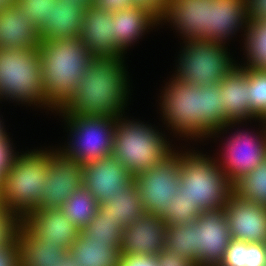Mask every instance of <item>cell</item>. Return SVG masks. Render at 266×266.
Segmentation results:
<instances>
[{"instance_id": "obj_41", "label": "cell", "mask_w": 266, "mask_h": 266, "mask_svg": "<svg viewBox=\"0 0 266 266\" xmlns=\"http://www.w3.org/2000/svg\"><path fill=\"white\" fill-rule=\"evenodd\" d=\"M246 266H266V244L247 242Z\"/></svg>"}, {"instance_id": "obj_25", "label": "cell", "mask_w": 266, "mask_h": 266, "mask_svg": "<svg viewBox=\"0 0 266 266\" xmlns=\"http://www.w3.org/2000/svg\"><path fill=\"white\" fill-rule=\"evenodd\" d=\"M20 266H56L69 253L67 248L38 240L24 225L18 233Z\"/></svg>"}, {"instance_id": "obj_19", "label": "cell", "mask_w": 266, "mask_h": 266, "mask_svg": "<svg viewBox=\"0 0 266 266\" xmlns=\"http://www.w3.org/2000/svg\"><path fill=\"white\" fill-rule=\"evenodd\" d=\"M243 23L248 25L245 0H211L209 28L198 39L223 43Z\"/></svg>"}, {"instance_id": "obj_28", "label": "cell", "mask_w": 266, "mask_h": 266, "mask_svg": "<svg viewBox=\"0 0 266 266\" xmlns=\"http://www.w3.org/2000/svg\"><path fill=\"white\" fill-rule=\"evenodd\" d=\"M98 204L93 194L83 186L73 192L59 209L82 230L95 216Z\"/></svg>"}, {"instance_id": "obj_38", "label": "cell", "mask_w": 266, "mask_h": 266, "mask_svg": "<svg viewBox=\"0 0 266 266\" xmlns=\"http://www.w3.org/2000/svg\"><path fill=\"white\" fill-rule=\"evenodd\" d=\"M132 2L135 7L146 11L158 22L164 20L168 0H132Z\"/></svg>"}, {"instance_id": "obj_13", "label": "cell", "mask_w": 266, "mask_h": 266, "mask_svg": "<svg viewBox=\"0 0 266 266\" xmlns=\"http://www.w3.org/2000/svg\"><path fill=\"white\" fill-rule=\"evenodd\" d=\"M225 215L233 239L266 244V207L234 193L227 199Z\"/></svg>"}, {"instance_id": "obj_1", "label": "cell", "mask_w": 266, "mask_h": 266, "mask_svg": "<svg viewBox=\"0 0 266 266\" xmlns=\"http://www.w3.org/2000/svg\"><path fill=\"white\" fill-rule=\"evenodd\" d=\"M163 97L164 119L186 136L212 135L235 123L222 106L220 83L198 87L175 78Z\"/></svg>"}, {"instance_id": "obj_8", "label": "cell", "mask_w": 266, "mask_h": 266, "mask_svg": "<svg viewBox=\"0 0 266 266\" xmlns=\"http://www.w3.org/2000/svg\"><path fill=\"white\" fill-rule=\"evenodd\" d=\"M187 43L176 75L183 82L198 87L214 85L237 67L231 62L222 43L199 39L188 40Z\"/></svg>"}, {"instance_id": "obj_32", "label": "cell", "mask_w": 266, "mask_h": 266, "mask_svg": "<svg viewBox=\"0 0 266 266\" xmlns=\"http://www.w3.org/2000/svg\"><path fill=\"white\" fill-rule=\"evenodd\" d=\"M165 247L194 263V222L166 225Z\"/></svg>"}, {"instance_id": "obj_22", "label": "cell", "mask_w": 266, "mask_h": 266, "mask_svg": "<svg viewBox=\"0 0 266 266\" xmlns=\"http://www.w3.org/2000/svg\"><path fill=\"white\" fill-rule=\"evenodd\" d=\"M86 6L72 5L71 1L53 0L52 21L38 28L41 42L50 39L78 38Z\"/></svg>"}, {"instance_id": "obj_20", "label": "cell", "mask_w": 266, "mask_h": 266, "mask_svg": "<svg viewBox=\"0 0 266 266\" xmlns=\"http://www.w3.org/2000/svg\"><path fill=\"white\" fill-rule=\"evenodd\" d=\"M211 0H168L164 20H171L187 40L198 39L209 28Z\"/></svg>"}, {"instance_id": "obj_15", "label": "cell", "mask_w": 266, "mask_h": 266, "mask_svg": "<svg viewBox=\"0 0 266 266\" xmlns=\"http://www.w3.org/2000/svg\"><path fill=\"white\" fill-rule=\"evenodd\" d=\"M115 35L114 18L109 11L95 5L85 8L79 38L94 58L122 59Z\"/></svg>"}, {"instance_id": "obj_7", "label": "cell", "mask_w": 266, "mask_h": 266, "mask_svg": "<svg viewBox=\"0 0 266 266\" xmlns=\"http://www.w3.org/2000/svg\"><path fill=\"white\" fill-rule=\"evenodd\" d=\"M29 103L45 102L39 49L0 47V96Z\"/></svg>"}, {"instance_id": "obj_46", "label": "cell", "mask_w": 266, "mask_h": 266, "mask_svg": "<svg viewBox=\"0 0 266 266\" xmlns=\"http://www.w3.org/2000/svg\"><path fill=\"white\" fill-rule=\"evenodd\" d=\"M56 266H76V261L69 252L62 261H59Z\"/></svg>"}, {"instance_id": "obj_48", "label": "cell", "mask_w": 266, "mask_h": 266, "mask_svg": "<svg viewBox=\"0 0 266 266\" xmlns=\"http://www.w3.org/2000/svg\"><path fill=\"white\" fill-rule=\"evenodd\" d=\"M64 1H71L72 5H80V6H86L89 7L90 5H93L94 0H64Z\"/></svg>"}, {"instance_id": "obj_43", "label": "cell", "mask_w": 266, "mask_h": 266, "mask_svg": "<svg viewBox=\"0 0 266 266\" xmlns=\"http://www.w3.org/2000/svg\"><path fill=\"white\" fill-rule=\"evenodd\" d=\"M0 266H20L18 245L0 247Z\"/></svg>"}, {"instance_id": "obj_39", "label": "cell", "mask_w": 266, "mask_h": 266, "mask_svg": "<svg viewBox=\"0 0 266 266\" xmlns=\"http://www.w3.org/2000/svg\"><path fill=\"white\" fill-rule=\"evenodd\" d=\"M6 134L4 133L0 136V175L3 178L12 167L16 156L13 154L14 151L11 149L12 147Z\"/></svg>"}, {"instance_id": "obj_5", "label": "cell", "mask_w": 266, "mask_h": 266, "mask_svg": "<svg viewBox=\"0 0 266 266\" xmlns=\"http://www.w3.org/2000/svg\"><path fill=\"white\" fill-rule=\"evenodd\" d=\"M119 120L115 117L111 156L119 160L133 178L163 163L174 153L156 130L138 122Z\"/></svg>"}, {"instance_id": "obj_16", "label": "cell", "mask_w": 266, "mask_h": 266, "mask_svg": "<svg viewBox=\"0 0 266 266\" xmlns=\"http://www.w3.org/2000/svg\"><path fill=\"white\" fill-rule=\"evenodd\" d=\"M23 225L41 242L72 247L81 230L59 208H39L23 218Z\"/></svg>"}, {"instance_id": "obj_21", "label": "cell", "mask_w": 266, "mask_h": 266, "mask_svg": "<svg viewBox=\"0 0 266 266\" xmlns=\"http://www.w3.org/2000/svg\"><path fill=\"white\" fill-rule=\"evenodd\" d=\"M41 43L38 29L16 5L0 11V47L35 49Z\"/></svg>"}, {"instance_id": "obj_17", "label": "cell", "mask_w": 266, "mask_h": 266, "mask_svg": "<svg viewBox=\"0 0 266 266\" xmlns=\"http://www.w3.org/2000/svg\"><path fill=\"white\" fill-rule=\"evenodd\" d=\"M266 127V126H265ZM264 133L266 131L264 130ZM258 139L245 133H237L226 147L222 166H219L234 184L255 169L266 158V134ZM225 168V169H224ZM227 170V171H226Z\"/></svg>"}, {"instance_id": "obj_9", "label": "cell", "mask_w": 266, "mask_h": 266, "mask_svg": "<svg viewBox=\"0 0 266 266\" xmlns=\"http://www.w3.org/2000/svg\"><path fill=\"white\" fill-rule=\"evenodd\" d=\"M65 117L77 140L70 149L61 150L60 153L64 157L86 164L111 156L116 128L115 117L107 115H66Z\"/></svg>"}, {"instance_id": "obj_24", "label": "cell", "mask_w": 266, "mask_h": 266, "mask_svg": "<svg viewBox=\"0 0 266 266\" xmlns=\"http://www.w3.org/2000/svg\"><path fill=\"white\" fill-rule=\"evenodd\" d=\"M98 211L101 215L114 218L122 228L135 223L143 216L146 212L134 178L125 185L123 191L115 192L106 202L99 203Z\"/></svg>"}, {"instance_id": "obj_45", "label": "cell", "mask_w": 266, "mask_h": 266, "mask_svg": "<svg viewBox=\"0 0 266 266\" xmlns=\"http://www.w3.org/2000/svg\"><path fill=\"white\" fill-rule=\"evenodd\" d=\"M118 266H158L157 259L153 257H144L139 255L122 256Z\"/></svg>"}, {"instance_id": "obj_44", "label": "cell", "mask_w": 266, "mask_h": 266, "mask_svg": "<svg viewBox=\"0 0 266 266\" xmlns=\"http://www.w3.org/2000/svg\"><path fill=\"white\" fill-rule=\"evenodd\" d=\"M93 5L110 13L134 7L132 0H94Z\"/></svg>"}, {"instance_id": "obj_34", "label": "cell", "mask_w": 266, "mask_h": 266, "mask_svg": "<svg viewBox=\"0 0 266 266\" xmlns=\"http://www.w3.org/2000/svg\"><path fill=\"white\" fill-rule=\"evenodd\" d=\"M170 206L167 213L162 217L166 225H182L194 222L203 212L198 206H193L191 202L180 199V192L177 191L170 199Z\"/></svg>"}, {"instance_id": "obj_30", "label": "cell", "mask_w": 266, "mask_h": 266, "mask_svg": "<svg viewBox=\"0 0 266 266\" xmlns=\"http://www.w3.org/2000/svg\"><path fill=\"white\" fill-rule=\"evenodd\" d=\"M234 194L266 207V158L233 184Z\"/></svg>"}, {"instance_id": "obj_27", "label": "cell", "mask_w": 266, "mask_h": 266, "mask_svg": "<svg viewBox=\"0 0 266 266\" xmlns=\"http://www.w3.org/2000/svg\"><path fill=\"white\" fill-rule=\"evenodd\" d=\"M114 18L115 45L122 51L142 35L149 26L158 21L138 7L111 12ZM152 24V25H151Z\"/></svg>"}, {"instance_id": "obj_49", "label": "cell", "mask_w": 266, "mask_h": 266, "mask_svg": "<svg viewBox=\"0 0 266 266\" xmlns=\"http://www.w3.org/2000/svg\"><path fill=\"white\" fill-rule=\"evenodd\" d=\"M4 133L6 132L3 131V127H1V122H0V136L3 135Z\"/></svg>"}, {"instance_id": "obj_37", "label": "cell", "mask_w": 266, "mask_h": 266, "mask_svg": "<svg viewBox=\"0 0 266 266\" xmlns=\"http://www.w3.org/2000/svg\"><path fill=\"white\" fill-rule=\"evenodd\" d=\"M246 264L247 242L232 238L218 266H246Z\"/></svg>"}, {"instance_id": "obj_33", "label": "cell", "mask_w": 266, "mask_h": 266, "mask_svg": "<svg viewBox=\"0 0 266 266\" xmlns=\"http://www.w3.org/2000/svg\"><path fill=\"white\" fill-rule=\"evenodd\" d=\"M251 117L266 119V71L247 70Z\"/></svg>"}, {"instance_id": "obj_4", "label": "cell", "mask_w": 266, "mask_h": 266, "mask_svg": "<svg viewBox=\"0 0 266 266\" xmlns=\"http://www.w3.org/2000/svg\"><path fill=\"white\" fill-rule=\"evenodd\" d=\"M180 199H185L202 211L225 208L234 193L233 183L217 163L204 155L179 154Z\"/></svg>"}, {"instance_id": "obj_11", "label": "cell", "mask_w": 266, "mask_h": 266, "mask_svg": "<svg viewBox=\"0 0 266 266\" xmlns=\"http://www.w3.org/2000/svg\"><path fill=\"white\" fill-rule=\"evenodd\" d=\"M194 264L218 266L232 237L225 208L203 211L194 221Z\"/></svg>"}, {"instance_id": "obj_18", "label": "cell", "mask_w": 266, "mask_h": 266, "mask_svg": "<svg viewBox=\"0 0 266 266\" xmlns=\"http://www.w3.org/2000/svg\"><path fill=\"white\" fill-rule=\"evenodd\" d=\"M83 186L98 203L106 202L115 192L123 191L133 177L113 156L82 164Z\"/></svg>"}, {"instance_id": "obj_31", "label": "cell", "mask_w": 266, "mask_h": 266, "mask_svg": "<svg viewBox=\"0 0 266 266\" xmlns=\"http://www.w3.org/2000/svg\"><path fill=\"white\" fill-rule=\"evenodd\" d=\"M123 228L111 216L101 215L97 210L95 216L85 226L81 233L88 240L108 241L109 246L121 247V235Z\"/></svg>"}, {"instance_id": "obj_36", "label": "cell", "mask_w": 266, "mask_h": 266, "mask_svg": "<svg viewBox=\"0 0 266 266\" xmlns=\"http://www.w3.org/2000/svg\"><path fill=\"white\" fill-rule=\"evenodd\" d=\"M18 215L4 206L0 209V247L17 245L18 233L23 225V218Z\"/></svg>"}, {"instance_id": "obj_26", "label": "cell", "mask_w": 266, "mask_h": 266, "mask_svg": "<svg viewBox=\"0 0 266 266\" xmlns=\"http://www.w3.org/2000/svg\"><path fill=\"white\" fill-rule=\"evenodd\" d=\"M69 252L76 266H118L122 257L120 247L109 246L108 241L88 240L81 232Z\"/></svg>"}, {"instance_id": "obj_42", "label": "cell", "mask_w": 266, "mask_h": 266, "mask_svg": "<svg viewBox=\"0 0 266 266\" xmlns=\"http://www.w3.org/2000/svg\"><path fill=\"white\" fill-rule=\"evenodd\" d=\"M247 4L248 21L266 20V0H245Z\"/></svg>"}, {"instance_id": "obj_40", "label": "cell", "mask_w": 266, "mask_h": 266, "mask_svg": "<svg viewBox=\"0 0 266 266\" xmlns=\"http://www.w3.org/2000/svg\"><path fill=\"white\" fill-rule=\"evenodd\" d=\"M156 259L158 266H196L193 262L167 247H164L163 251L156 256Z\"/></svg>"}, {"instance_id": "obj_51", "label": "cell", "mask_w": 266, "mask_h": 266, "mask_svg": "<svg viewBox=\"0 0 266 266\" xmlns=\"http://www.w3.org/2000/svg\"><path fill=\"white\" fill-rule=\"evenodd\" d=\"M3 207V205H2V202H1V200H0V209Z\"/></svg>"}, {"instance_id": "obj_12", "label": "cell", "mask_w": 266, "mask_h": 266, "mask_svg": "<svg viewBox=\"0 0 266 266\" xmlns=\"http://www.w3.org/2000/svg\"><path fill=\"white\" fill-rule=\"evenodd\" d=\"M41 208H60L70 195L83 187V166L60 151L47 152Z\"/></svg>"}, {"instance_id": "obj_23", "label": "cell", "mask_w": 266, "mask_h": 266, "mask_svg": "<svg viewBox=\"0 0 266 266\" xmlns=\"http://www.w3.org/2000/svg\"><path fill=\"white\" fill-rule=\"evenodd\" d=\"M222 106L227 116L235 122L251 118L249 82L247 70L235 67L220 81Z\"/></svg>"}, {"instance_id": "obj_2", "label": "cell", "mask_w": 266, "mask_h": 266, "mask_svg": "<svg viewBox=\"0 0 266 266\" xmlns=\"http://www.w3.org/2000/svg\"><path fill=\"white\" fill-rule=\"evenodd\" d=\"M125 74L122 59L94 58L78 80L73 97L59 111L64 115L120 117L128 93Z\"/></svg>"}, {"instance_id": "obj_6", "label": "cell", "mask_w": 266, "mask_h": 266, "mask_svg": "<svg viewBox=\"0 0 266 266\" xmlns=\"http://www.w3.org/2000/svg\"><path fill=\"white\" fill-rule=\"evenodd\" d=\"M46 170L47 151L15 156L12 167L2 180V205L22 218L41 208V190L45 184Z\"/></svg>"}, {"instance_id": "obj_35", "label": "cell", "mask_w": 266, "mask_h": 266, "mask_svg": "<svg viewBox=\"0 0 266 266\" xmlns=\"http://www.w3.org/2000/svg\"><path fill=\"white\" fill-rule=\"evenodd\" d=\"M16 6L22 10L37 29L46 21H52L53 0H17Z\"/></svg>"}, {"instance_id": "obj_47", "label": "cell", "mask_w": 266, "mask_h": 266, "mask_svg": "<svg viewBox=\"0 0 266 266\" xmlns=\"http://www.w3.org/2000/svg\"><path fill=\"white\" fill-rule=\"evenodd\" d=\"M17 0H0V11H4L16 5Z\"/></svg>"}, {"instance_id": "obj_10", "label": "cell", "mask_w": 266, "mask_h": 266, "mask_svg": "<svg viewBox=\"0 0 266 266\" xmlns=\"http://www.w3.org/2000/svg\"><path fill=\"white\" fill-rule=\"evenodd\" d=\"M134 180L145 212L162 218L171 204V197L179 191V154L173 153L163 163L135 176Z\"/></svg>"}, {"instance_id": "obj_3", "label": "cell", "mask_w": 266, "mask_h": 266, "mask_svg": "<svg viewBox=\"0 0 266 266\" xmlns=\"http://www.w3.org/2000/svg\"><path fill=\"white\" fill-rule=\"evenodd\" d=\"M42 84L48 107L62 109L94 57L78 38L47 39L39 44Z\"/></svg>"}, {"instance_id": "obj_29", "label": "cell", "mask_w": 266, "mask_h": 266, "mask_svg": "<svg viewBox=\"0 0 266 266\" xmlns=\"http://www.w3.org/2000/svg\"><path fill=\"white\" fill-rule=\"evenodd\" d=\"M246 50L248 62L246 70L266 71V20L248 21Z\"/></svg>"}, {"instance_id": "obj_14", "label": "cell", "mask_w": 266, "mask_h": 266, "mask_svg": "<svg viewBox=\"0 0 266 266\" xmlns=\"http://www.w3.org/2000/svg\"><path fill=\"white\" fill-rule=\"evenodd\" d=\"M166 223L161 217L145 213L135 223L124 227L121 255L158 256L165 247Z\"/></svg>"}, {"instance_id": "obj_50", "label": "cell", "mask_w": 266, "mask_h": 266, "mask_svg": "<svg viewBox=\"0 0 266 266\" xmlns=\"http://www.w3.org/2000/svg\"><path fill=\"white\" fill-rule=\"evenodd\" d=\"M2 180H3V177L0 175V189H1Z\"/></svg>"}]
</instances>
